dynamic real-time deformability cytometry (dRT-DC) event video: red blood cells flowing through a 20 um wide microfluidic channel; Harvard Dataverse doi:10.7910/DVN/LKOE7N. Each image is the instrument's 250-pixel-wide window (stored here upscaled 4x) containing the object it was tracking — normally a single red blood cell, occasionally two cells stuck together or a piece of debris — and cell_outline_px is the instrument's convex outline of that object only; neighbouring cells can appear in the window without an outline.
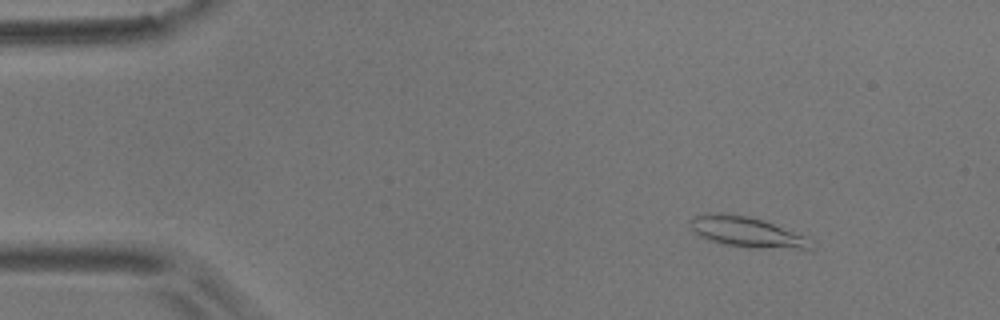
{"species": "common noctule bat (a hibernating species)", "species_latin": "Nyctalus noctula", "temperature_condition": "room temperature", "stored_images_in_passage": 7, "camera_frame_rate_fps": 3000, "um_per_image_px": 0.085, "animal": {"sex": "male", "body_mass_g": 17.9}, "frame": {"image": 1, "passage_image": 2, "time_ms": 1.0, "image_size_px": [1000, 320], "cell_outline_px": [[812, 248], [752, 248], [720, 244], [700, 236], [692, 228], [688, 220], [692, 216], [704, 212], [724, 212], [748, 216], [764, 220], [808, 236]], "centroid_in_image_um": [63.41, 19.69], "position_along_channel_um": 21.6, "area_um2": 21.68}}
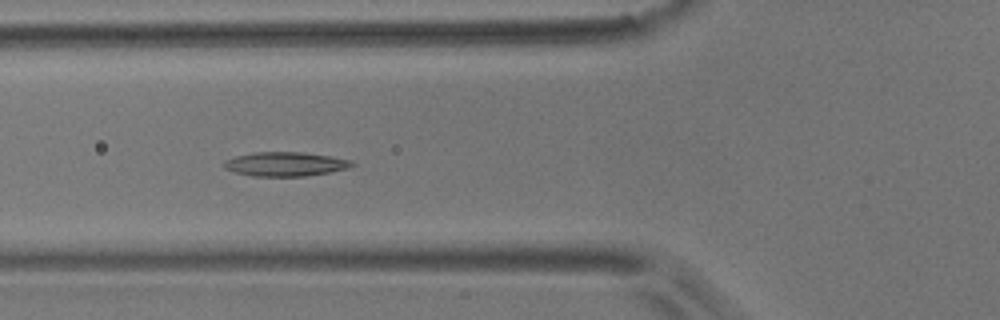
{"frame": {"image": 2, "passage_image": 6, "time_ms": 5.667, "image_size_px": [1000, 320], "cell_outline_px": [[356, 164], [348, 168], [328, 172], [304, 176], [252, 176], [236, 172], [224, 168], [224, 160], [236, 156], [256, 152], [304, 152], [332, 156], [352, 160]], "centroid_in_image_um": [24.28, 13.94], "position_along_channel_um": 101.5, "area_um2": 17.98}}
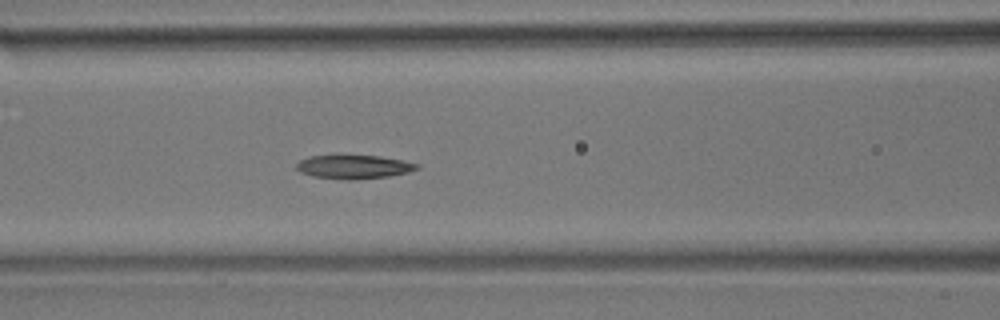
{"frame": {"image": 3, "passage_image": 7, "time_ms": 6.667, "image_size_px": [1000, 320], "cell_outline_px": [[420, 168], [408, 172], [388, 176], [356, 180], [348, 180], [312, 176], [300, 172], [296, 168], [296, 164], [300, 160], [308, 156], [376, 156], [400, 160], [420, 164]], "centroid_in_image_um": [30.06, 14.19], "position_along_channel_um": 136.5, "area_um2": 16.47}}